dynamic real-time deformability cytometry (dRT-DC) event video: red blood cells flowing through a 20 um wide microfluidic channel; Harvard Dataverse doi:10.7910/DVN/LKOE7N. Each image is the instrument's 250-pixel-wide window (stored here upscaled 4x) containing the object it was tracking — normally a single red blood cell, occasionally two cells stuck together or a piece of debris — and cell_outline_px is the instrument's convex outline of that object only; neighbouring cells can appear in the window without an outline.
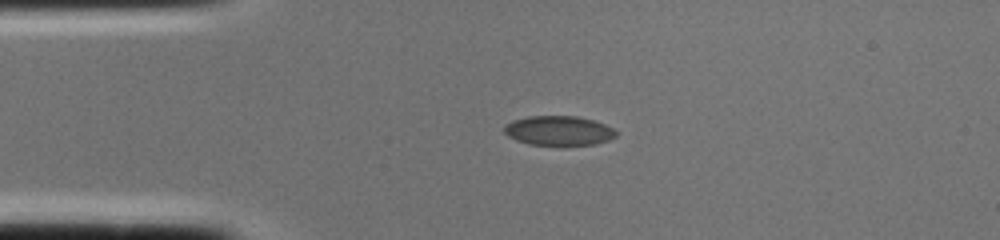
{"species": "common noctule bat (a hibernating species)", "species_latin": "Nyctalus noctula", "temperature_condition": "cold", "stored_images_in_passage": 1, "camera_frame_rate_fps": 3000, "um_per_image_px": 0.085, "animal": {"sex": "female", "body_mass_g": 22.0, "forearm_length_mm": 56.7}, "frame": {"image": 1, "passage_image": 1, "time_ms": 0.0, "image_size_px": [1000, 240], "cell_outline_px": [[616, 136], [608, 140], [592, 144], [564, 148], [528, 144], [516, 140], [508, 136], [504, 132], [504, 124], [512, 120], [528, 116], [576, 116], [592, 120], [604, 124], [612, 128], [616, 132]], "centroid_in_image_um": [47.45, 11.14], "position_along_channel_um": 37.6, "area_um2": 19.88}}